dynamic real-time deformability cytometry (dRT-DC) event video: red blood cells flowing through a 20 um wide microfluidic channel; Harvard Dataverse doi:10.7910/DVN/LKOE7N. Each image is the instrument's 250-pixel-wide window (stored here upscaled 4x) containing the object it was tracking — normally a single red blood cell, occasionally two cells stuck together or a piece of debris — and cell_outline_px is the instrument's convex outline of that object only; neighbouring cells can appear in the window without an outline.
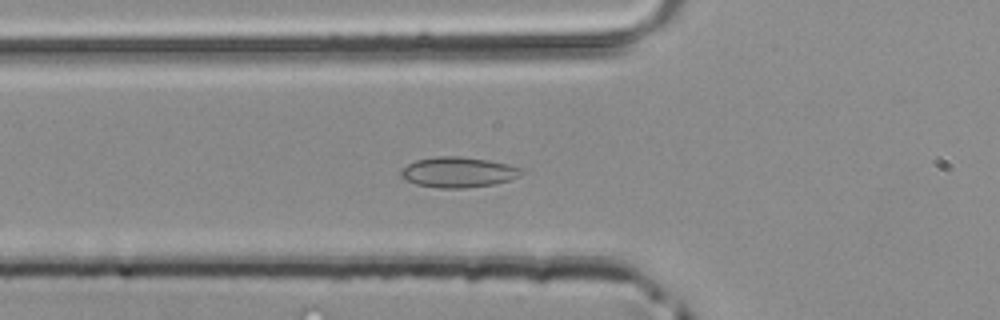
{"species": "common noctule bat (a hibernating species)", "species_latin": "Nyctalus noctula", "temperature_condition": "room temperature", "stored_images_in_passage": 36, "camera_frame_rate_fps": 3000, "um_per_image_px": 0.085, "animal": {"sex": "male", "body_mass_g": 20.4}, "frame": {"image": 1, "passage_image": 5, "time_ms": 1.333, "image_size_px": [1000, 320], "cell_outline_px": [[524, 172], [512, 180], [496, 184], [464, 188], [440, 188], [416, 184], [400, 176], [400, 172], [408, 164], [416, 160], [436, 156], [460, 156], [488, 160], [508, 164], [524, 168]], "centroid_in_image_um": [39.0, 14.63], "position_along_channel_um": 86.8, "area_um2": 21.44}}
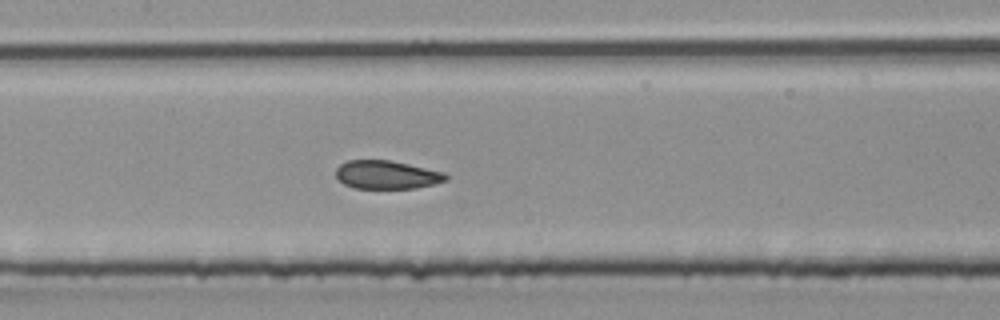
{"frame": {"image": 2, "passage_image": 11, "time_ms": 3.333, "image_size_px": [1000, 320], "cell_outline_px": [[448, 180], [416, 188], [356, 188], [344, 184], [336, 176], [336, 168], [340, 164], [348, 160], [392, 160], [444, 172], [448, 176]], "centroid_in_image_um": [32.88, 14.84], "position_along_channel_um": 174.5, "area_um2": 18.15}}
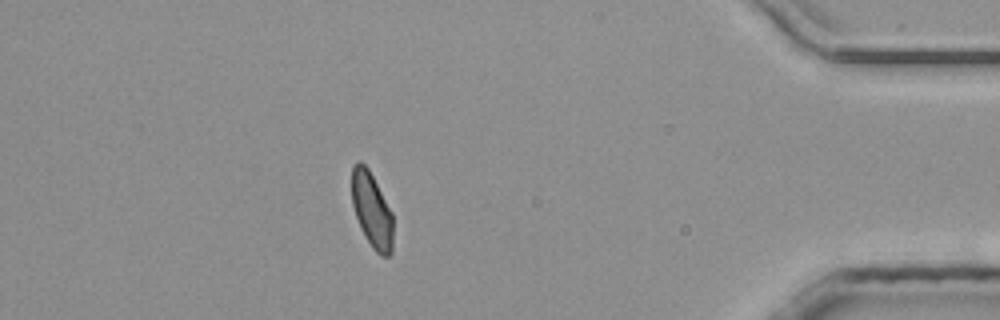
{"frame": {"image": 3, "passage_image": 30, "time_ms": 9.667, "image_size_px": [1000, 320], "cell_outline_px": [[392, 252], [388, 256], [380, 256], [372, 248], [360, 228], [352, 204], [352, 164], [356, 160], [360, 160], [368, 168], [392, 212]], "centroid_in_image_um": [31.59, 17.84], "position_along_channel_um": 403.6, "area_um2": 18.09}}